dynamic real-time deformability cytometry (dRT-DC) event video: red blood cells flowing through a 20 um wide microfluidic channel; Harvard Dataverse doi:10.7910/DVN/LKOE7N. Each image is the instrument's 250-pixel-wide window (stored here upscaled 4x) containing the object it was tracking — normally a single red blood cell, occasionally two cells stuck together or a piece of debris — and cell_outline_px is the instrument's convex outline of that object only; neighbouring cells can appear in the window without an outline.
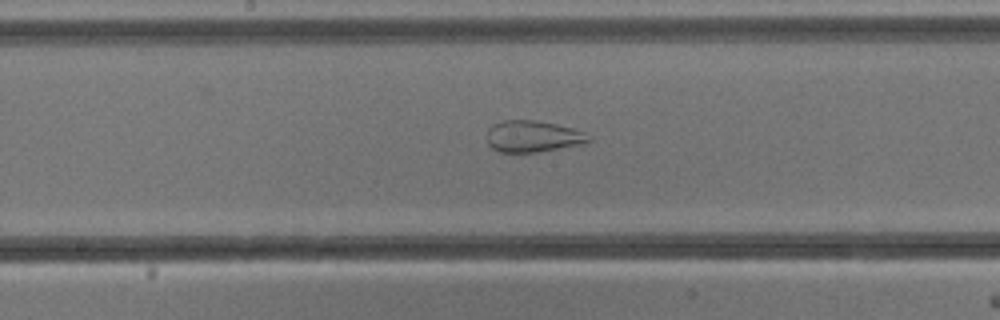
{"species": "common noctule bat (a hibernating species)", "species_latin": "Nyctalus noctula", "temperature_condition": "cold", "stored_images_in_passage": 46, "camera_frame_rate_fps": 3000, "um_per_image_px": 0.085, "animal": {"sex": "male", "body_mass_g": 13.3}, "frame": {"image": 1, "passage_image": 20, "time_ms": 6.333, "image_size_px": [1000, 320], "cell_outline_px": [[592, 140], [584, 144], [536, 152], [500, 152], [492, 148], [488, 144], [488, 128], [492, 124], [504, 120], [536, 120], [556, 124], [572, 128], [584, 132], [592, 136]], "centroid_in_image_um": [45.32, 11.59], "position_along_channel_um": 202.9, "area_um2": 18.79}}
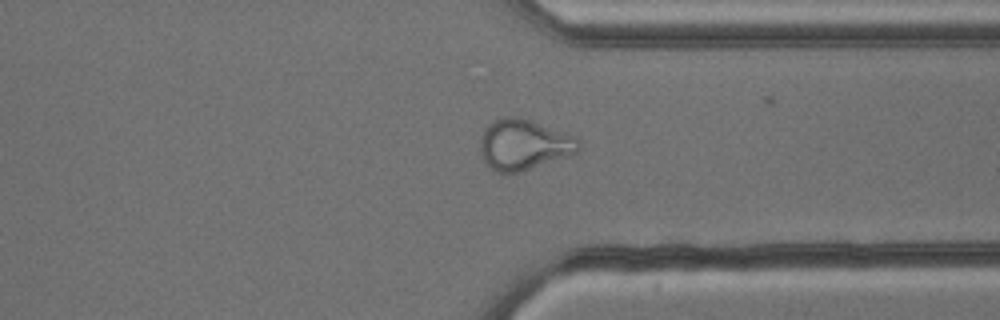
{"frame": {"image": 2, "passage_image": 33, "time_ms": 10.667, "image_size_px": [1000, 320], "cell_outline_px": [[580, 148], [576, 152], [520, 172], [496, 172], [484, 160], [480, 148], [480, 140], [484, 128], [488, 124], [496, 120], [508, 116], [512, 116], [532, 120], [572, 136], [580, 140]], "centroid_in_image_um": [44.49, 12.28], "position_along_channel_um": 366.9, "area_um2": 28.38}, "authors_computed_cell_mechanics": {"area_um2": 28.4376, "velocity_mm_per_s": 3.8188, "shape_relaxation_time_tau1_ms": null, "shape_relaxation_time_tau2_ms": 1.2184, "deformation_change_tau1": null, "deformation_change_tau2": 0.0811}}